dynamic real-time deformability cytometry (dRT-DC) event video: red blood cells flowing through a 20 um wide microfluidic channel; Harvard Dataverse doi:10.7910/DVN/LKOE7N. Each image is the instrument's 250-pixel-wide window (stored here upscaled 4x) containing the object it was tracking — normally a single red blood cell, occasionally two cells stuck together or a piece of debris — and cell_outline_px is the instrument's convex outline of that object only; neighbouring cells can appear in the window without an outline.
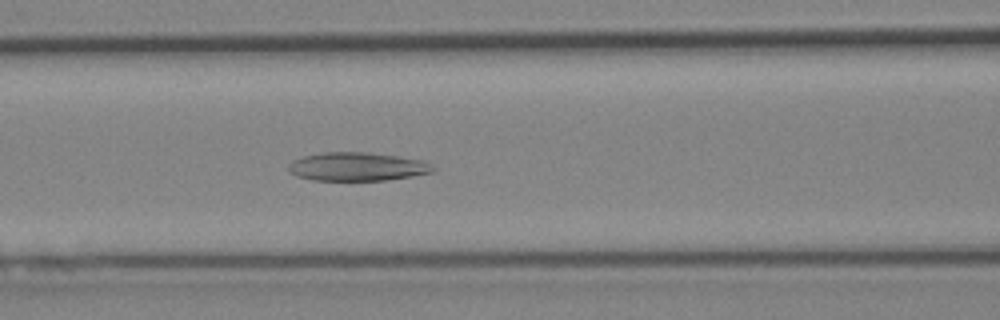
{"species": "Egyptian fruit bat (a non-hibernating species)", "species_latin": "Rousettus aegyptiacus", "temperature_condition": "cold", "stored_images_in_passage": 48, "camera_frame_rate_fps": 3000, "um_per_image_px": 0.085, "animal": {"sex": "female"}, "frame": {"image": 1, "passage_image": 20, "time_ms": 6.333, "image_size_px": [1000, 320], "cell_outline_px": [[436, 168], [432, 172], [412, 176], [384, 180], [312, 180], [296, 176], [288, 172], [288, 164], [292, 160], [304, 156], [324, 152], [368, 152], [396, 156], [420, 160]], "centroid_in_image_um": [30.29, 14.16], "position_along_channel_um": 136.3, "area_um2": 23.87}}
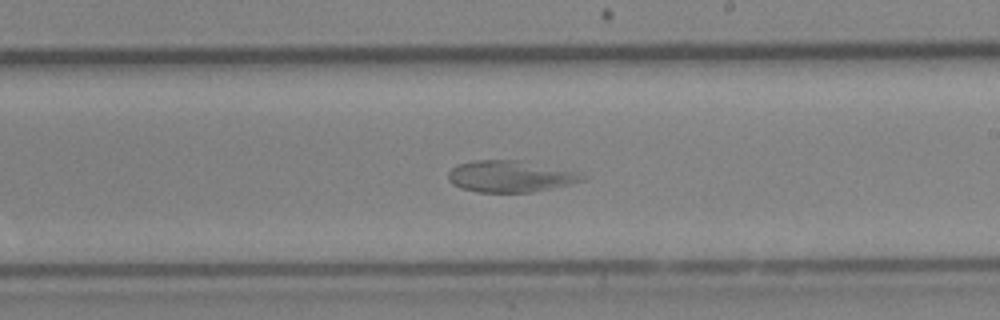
{"frame": {"image": 2, "passage_image": 28, "time_ms": 9.0, "image_size_px": [1000, 320], "cell_outline_px": [[588, 176], [584, 180], [572, 184], [532, 192], [476, 192], [460, 188], [452, 184], [448, 180], [448, 172], [456, 164], [476, 160], [520, 160], [580, 172]], "centroid_in_image_um": [43.38, 14.99], "position_along_channel_um": 245.6, "area_um2": 24.91}}
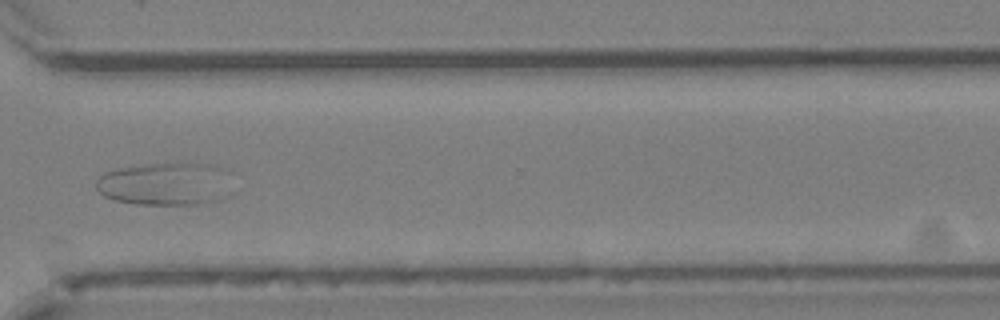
{"frame": {"image": 3, "passage_image": 36, "time_ms": 11.667, "image_size_px": [1000, 320], "cell_outline_px": [[228, 196], [220, 200], [196, 204], [136, 204], [116, 200], [104, 196], [96, 188], [96, 180], [104, 172], [120, 168], [148, 164], [200, 164]], "centroid_in_image_um": [13.64, 15.7], "position_along_channel_um": 357.0, "area_um2": 30.92}}